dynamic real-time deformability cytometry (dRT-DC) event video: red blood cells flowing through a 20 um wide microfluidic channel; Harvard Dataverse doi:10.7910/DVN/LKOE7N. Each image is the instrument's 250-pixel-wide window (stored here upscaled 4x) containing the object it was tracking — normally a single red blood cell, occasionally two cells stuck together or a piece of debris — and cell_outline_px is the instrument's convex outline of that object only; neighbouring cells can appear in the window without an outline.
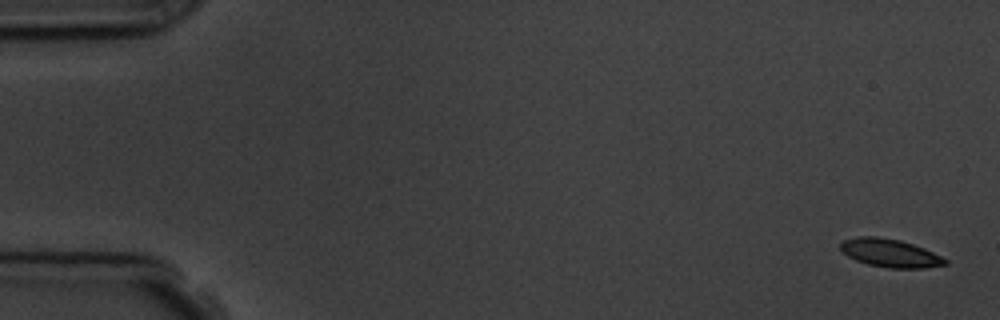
{"species": "common noctule bat (a hibernating species)", "species_latin": "Nyctalus noctula", "temperature_condition": "room temperature", "stored_images_in_passage": 6, "camera_frame_rate_fps": 3000, "um_per_image_px": 0.085, "animal": {"sex": "male", "body_mass_g": 19.5, "forearm_length_mm": 54.6}, "frame": {"image": 1, "passage_image": 1, "time_ms": 0.0, "image_size_px": [1000, 320], "cell_outline_px": [[948, 264], [924, 268], [888, 268], [868, 264], [856, 260], [848, 256], [840, 248], [840, 244], [844, 240], [856, 236], [876, 236], [900, 240], [924, 248], [948, 260]], "centroid_in_image_um": [75.65, 21.51], "position_along_channel_um": 9.3, "area_um2": 17.11}}